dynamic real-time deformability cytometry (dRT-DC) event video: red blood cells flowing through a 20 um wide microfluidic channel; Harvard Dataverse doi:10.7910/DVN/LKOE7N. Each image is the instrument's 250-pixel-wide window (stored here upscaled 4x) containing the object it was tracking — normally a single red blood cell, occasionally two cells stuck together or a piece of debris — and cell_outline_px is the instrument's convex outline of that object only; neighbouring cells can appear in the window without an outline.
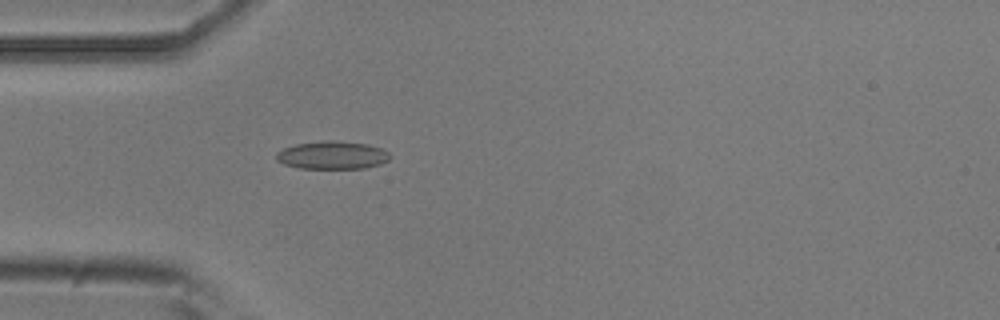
{"species": "common noctule bat (a hibernating species)", "species_latin": "Nyctalus noctula", "temperature_condition": "room temperature", "stored_images_in_passage": 5, "camera_frame_rate_fps": 3000, "um_per_image_px": 0.085, "animal": {"sex": "male", "body_mass_g": 20.5, "forearm_length_mm": 52.5}, "frame": {"image": 1, "passage_image": 5, "time_ms": 4.333, "image_size_px": [1000, 320], "cell_outline_px": [[392, 156], [388, 160], [380, 164], [364, 168], [300, 168], [284, 164], [276, 160], [276, 152], [284, 148], [296, 144], [324, 140], [332, 140], [368, 144], [380, 148], [388, 152]], "centroid_in_image_um": [28.24, 13.18], "position_along_channel_um": 56.8, "area_um2": 18.5}}